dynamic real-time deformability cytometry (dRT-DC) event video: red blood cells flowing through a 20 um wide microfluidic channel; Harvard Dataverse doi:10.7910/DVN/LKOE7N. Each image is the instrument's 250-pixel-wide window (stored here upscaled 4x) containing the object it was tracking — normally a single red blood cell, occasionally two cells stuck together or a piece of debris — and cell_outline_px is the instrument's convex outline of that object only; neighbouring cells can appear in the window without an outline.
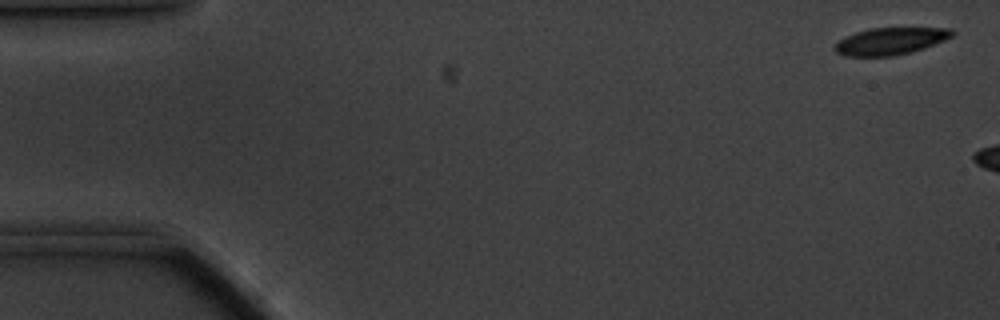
{"species": "common noctule bat (a hibernating species)", "species_latin": "Nyctalus noctula", "temperature_condition": "cold", "stored_images_in_passage": 7, "camera_frame_rate_fps": 3000, "um_per_image_px": 0.085, "animal": {"sex": "male", "body_mass_g": 20.1, "forearm_length_mm": 53.5}, "frame": {"image": 1, "passage_image": 2, "time_ms": 0.333, "image_size_px": [1000, 320], "cell_outline_px": [[952, 36], [944, 40], [908, 52], [892, 56], [848, 56], [836, 52], [836, 44], [840, 40], [856, 32], [872, 28], [948, 28], [952, 32]], "centroid_in_image_um": [75.65, 3.49], "position_along_channel_um": 9.3, "area_um2": 17.8}}